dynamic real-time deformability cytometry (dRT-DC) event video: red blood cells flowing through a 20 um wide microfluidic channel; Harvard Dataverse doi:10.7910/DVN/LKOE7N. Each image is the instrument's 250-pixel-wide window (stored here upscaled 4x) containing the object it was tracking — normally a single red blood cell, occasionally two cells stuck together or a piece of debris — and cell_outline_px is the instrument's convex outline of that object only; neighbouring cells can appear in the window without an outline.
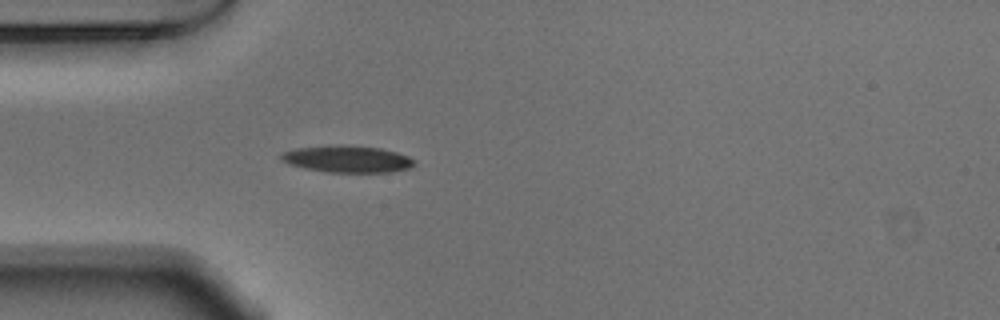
{"species": "Egyptian fruit bat (a non-hibernating species)", "species_latin": "Rousettus aegyptiacus", "temperature_condition": "warm", "stored_images_in_passage": 39, "camera_frame_rate_fps": 3000, "um_per_image_px": 0.085, "animal": {"sex": "male"}, "frame": {"image": 1, "passage_image": 1, "time_ms": 0.0, "image_size_px": [1000, 320], "cell_outline_px": [[416, 164], [412, 168], [392, 172], [324, 172], [304, 168], [288, 164], [280, 156], [284, 152], [296, 148], [336, 144], [344, 144], [380, 148], [396, 152], [408, 156], [416, 160]], "centroid_in_image_um": [29.57, 13.51], "position_along_channel_um": 55.4, "area_um2": 21.1}}
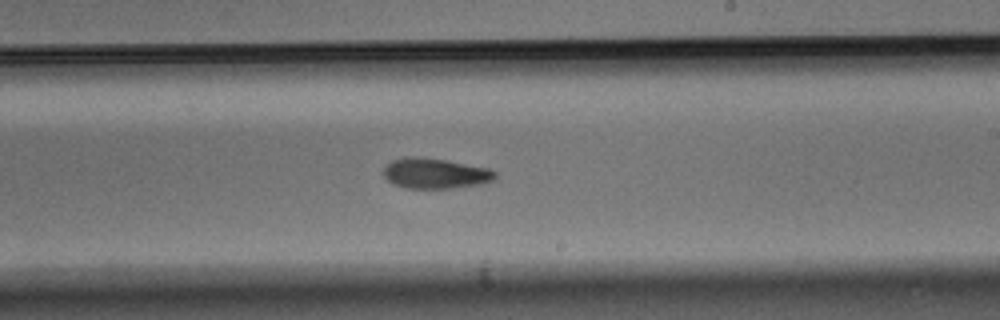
{"frame": {"image": 2, "passage_image": 17, "time_ms": 5.333, "image_size_px": [1000, 320], "cell_outline_px": [[496, 180], [484, 184], [452, 188], [404, 188], [392, 184], [384, 176], [384, 168], [392, 160], [416, 156], [448, 160], [488, 168], [496, 172]], "centroid_in_image_um": [37.04, 14.75], "position_along_channel_um": 252.0, "area_um2": 19.88}}
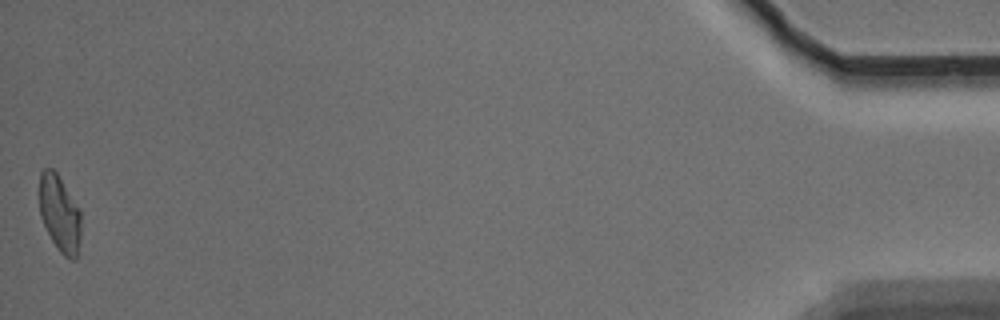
{"frame": {"image": 3, "passage_image": 39, "time_ms": 12.667, "image_size_px": [1000, 320], "cell_outline_px": [[80, 236], [76, 260], [68, 260], [56, 248], [40, 216], [36, 192], [40, 172], [44, 168], [52, 168], [56, 172], [80, 208]], "centroid_in_image_um": [5.02, 18.11], "position_along_channel_um": 430.2, "area_um2": 19.19}, "authors_computed_cell_mechanics": {"area_um2": 19.4208, "velocity_mm_per_s": 3.7547, "shape_relaxation_time_tau1_ms": 7.386, "shape_relaxation_time_tau2_ms": null, "deformation_change_tau1": 0.2117, "deformation_change_tau2": null}}